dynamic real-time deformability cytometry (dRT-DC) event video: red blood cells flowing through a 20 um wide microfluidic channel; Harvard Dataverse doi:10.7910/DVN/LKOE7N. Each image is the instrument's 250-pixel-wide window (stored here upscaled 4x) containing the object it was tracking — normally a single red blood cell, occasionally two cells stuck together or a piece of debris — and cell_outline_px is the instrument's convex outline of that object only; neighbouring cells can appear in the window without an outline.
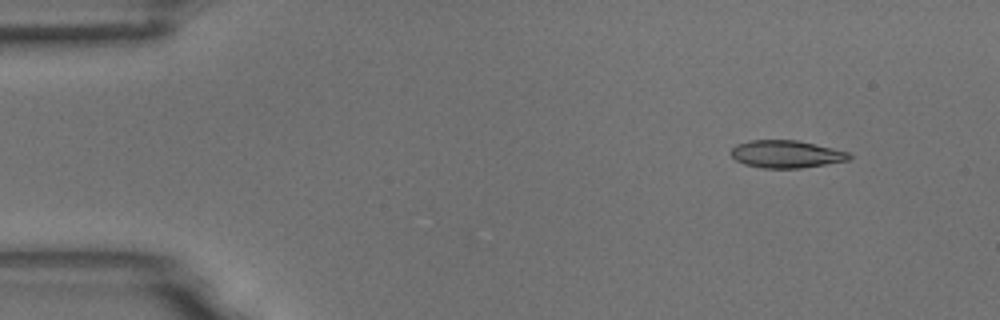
{"species": "common noctule bat (a hibernating species)", "species_latin": "Nyctalus noctula", "temperature_condition": "room temperature", "stored_images_in_passage": 4, "camera_frame_rate_fps": 3000, "um_per_image_px": 0.085, "animal": {"sex": "male", "body_mass_g": 18.8}, "frame": {"image": 1, "passage_image": 1, "time_ms": 0.0, "image_size_px": [1000, 320], "cell_outline_px": [[852, 156], [848, 160], [800, 168], [764, 168], [744, 164], [736, 160], [728, 152], [736, 144], [752, 140], [796, 140], [832, 148], [848, 152]], "centroid_in_image_um": [66.78, 13.1], "position_along_channel_um": 18.2, "area_um2": 18.79}}
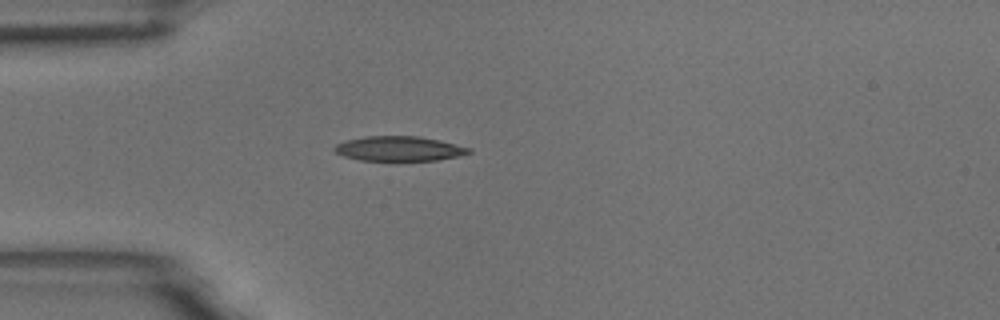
{"frame": {"image": 2, "passage_image": 4, "time_ms": 1.0, "image_size_px": [1000, 320], "cell_outline_px": [[472, 152], [460, 156], [436, 160], [360, 160], [344, 156], [336, 152], [332, 148], [336, 144], [344, 140], [364, 136], [420, 136], [440, 140], [472, 148]], "centroid_in_image_um": [33.93, 12.62], "position_along_channel_um": 51.1, "area_um2": 19.48}}